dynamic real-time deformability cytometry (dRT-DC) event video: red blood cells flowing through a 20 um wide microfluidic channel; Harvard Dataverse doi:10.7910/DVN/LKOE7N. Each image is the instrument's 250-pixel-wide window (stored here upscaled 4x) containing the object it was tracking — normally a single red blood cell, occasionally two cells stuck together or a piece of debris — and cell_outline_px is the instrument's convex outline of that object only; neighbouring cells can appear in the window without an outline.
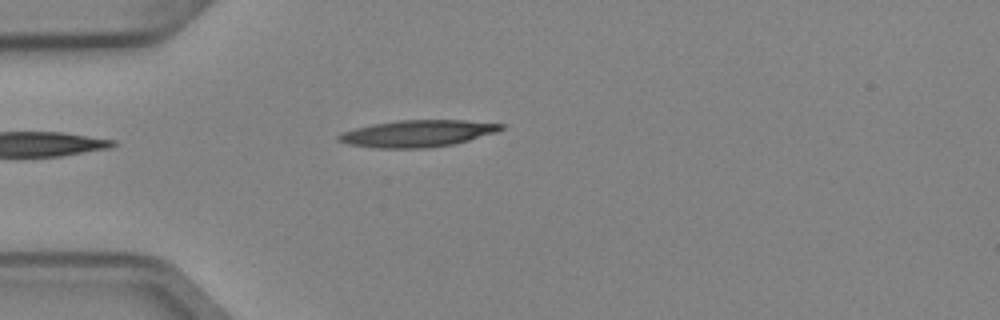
{"species": "Egyptian fruit bat (a non-hibernating species)", "species_latin": "Rousettus aegyptiacus", "temperature_condition": "cold", "stored_images_in_passage": 5, "camera_frame_rate_fps": 3000, "um_per_image_px": 0.085, "animal": {"sex": "female"}, "frame": {"image": 1, "passage_image": 4, "time_ms": 1.0, "image_size_px": [1000, 320], "cell_outline_px": [[504, 128], [496, 132], [468, 140], [452, 144], [424, 148], [376, 148], [348, 144], [336, 140], [336, 136], [340, 132], [372, 124], [396, 120], [464, 120], [504, 124]], "centroid_in_image_um": [35.43, 11.34], "position_along_channel_um": 49.6, "area_um2": 25.32}}